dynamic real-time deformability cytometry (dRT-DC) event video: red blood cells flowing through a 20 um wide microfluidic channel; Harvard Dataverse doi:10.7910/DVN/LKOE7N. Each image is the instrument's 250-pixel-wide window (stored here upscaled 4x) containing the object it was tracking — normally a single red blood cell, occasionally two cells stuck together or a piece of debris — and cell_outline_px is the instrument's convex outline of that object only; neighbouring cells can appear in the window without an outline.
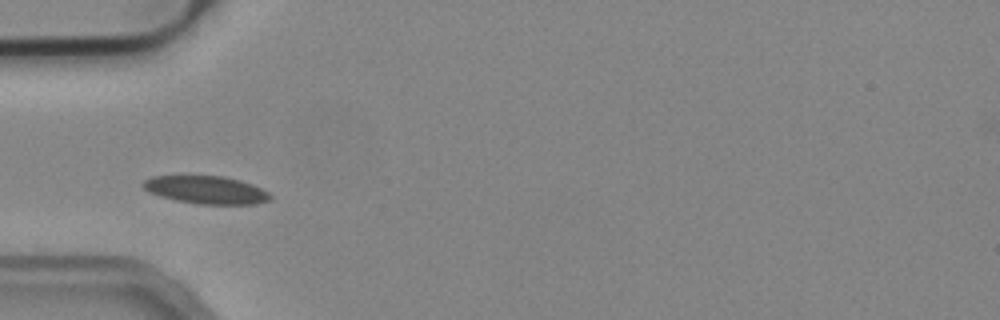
{"species": "common noctule bat (a hibernating species)", "species_latin": "Nyctalus noctula", "temperature_condition": "cold", "stored_images_in_passage": 36, "camera_frame_rate_fps": 3000, "um_per_image_px": 0.085, "animal": {"sex": "male", "body_mass_g": 19.2, "forearm_length_mm": 51.8}, "frame": {"image": 1, "passage_image": 1, "time_ms": 0.0, "image_size_px": [1000, 320], "cell_outline_px": [[272, 200], [256, 204], [200, 204], [176, 200], [160, 196], [148, 192], [140, 184], [144, 180], [152, 176], [224, 176], [240, 180], [252, 184], [268, 192], [272, 196]], "centroid_in_image_um": [17.53, 16.14], "position_along_channel_um": 67.5, "area_um2": 20.69}}
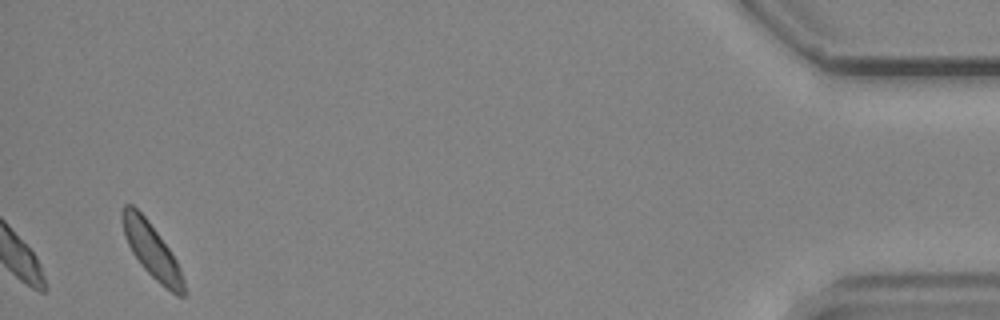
{"frame": {"image": 2, "passage_image": 36, "time_ms": 11.667, "image_size_px": [1000, 320], "cell_outline_px": [[184, 296], [176, 296], [160, 284], [144, 268], [132, 252], [124, 236], [120, 216], [120, 212], [124, 204], [132, 204], [148, 220], [168, 248], [176, 260], [180, 268], [184, 280]], "centroid_in_image_um": [12.86, 21.27], "position_along_channel_um": 422.3, "area_um2": 19.36}, "authors_computed_cell_mechanics": {"area_um2": 16.7331, "velocity_mm_per_s": 3.7438, "shape_relaxation_time_tau1_ms": 4.2455, "shape_relaxation_time_tau2_ms": null, "deformation_change_tau1": 0.0721, "deformation_change_tau2": null}}